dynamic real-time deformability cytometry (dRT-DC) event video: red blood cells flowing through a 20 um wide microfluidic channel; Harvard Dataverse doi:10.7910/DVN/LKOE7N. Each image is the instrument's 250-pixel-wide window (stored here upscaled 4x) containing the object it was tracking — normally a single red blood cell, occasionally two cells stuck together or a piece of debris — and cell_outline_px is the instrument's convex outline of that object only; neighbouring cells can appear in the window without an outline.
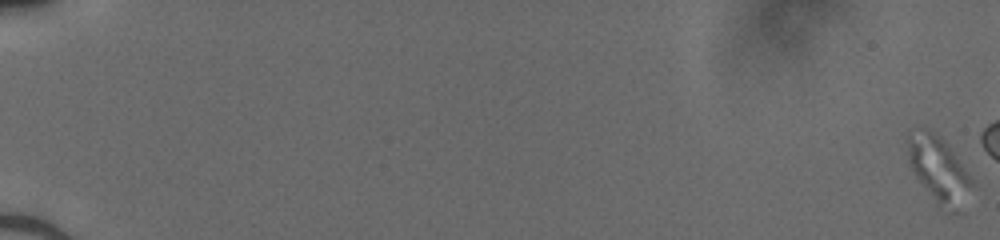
{"species": "human", "species_latin": "Homo sapiens", "temperature_condition": "cold", "stored_images_in_passage": 54, "camera_frame_rate_fps": 3000, "um_per_image_px": 0.085, "donor": {"sex": "male"}, "frame": {"image": 1, "passage_image": 1, "time_ms": 0.0, "image_size_px": [1000, 240], "cell_outline_px": [[976, 184], [964, 212], [944, 212], [936, 204], [916, 176], [908, 160], [908, 132], [920, 128], [924, 128], [940, 136], [944, 140], [972, 176]], "centroid_in_image_um": [79.89, 14.52], "position_along_channel_um": 5.1, "area_um2": 25.61}}
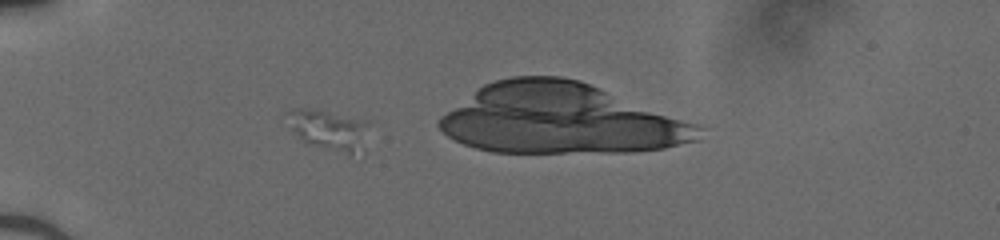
{"frame": {"image": 2, "passage_image": 22, "time_ms": 7.0, "image_size_px": [1000, 240], "cell_outline_px": [[372, 120], [356, 152], [348, 156], [304, 140], [292, 128], [284, 112], [292, 108], [316, 108]], "centroid_in_image_um": [27.96, 10.94], "position_along_channel_um": 57.0, "area_um2": 19.02}}
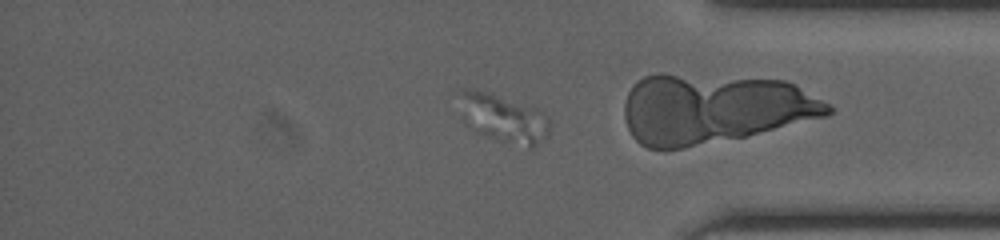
{"frame": {"image": 3, "passage_image": 50, "time_ms": 16.333, "image_size_px": [1000, 240], "cell_outline_px": [[552, 124], [548, 136], [532, 148], [528, 148], [476, 132], [456, 92], [468, 88], [476, 88], [536, 108], [548, 116]], "centroid_in_image_um": [42.91, 10.03], "position_along_channel_um": 392.3, "area_um2": 24.68}}